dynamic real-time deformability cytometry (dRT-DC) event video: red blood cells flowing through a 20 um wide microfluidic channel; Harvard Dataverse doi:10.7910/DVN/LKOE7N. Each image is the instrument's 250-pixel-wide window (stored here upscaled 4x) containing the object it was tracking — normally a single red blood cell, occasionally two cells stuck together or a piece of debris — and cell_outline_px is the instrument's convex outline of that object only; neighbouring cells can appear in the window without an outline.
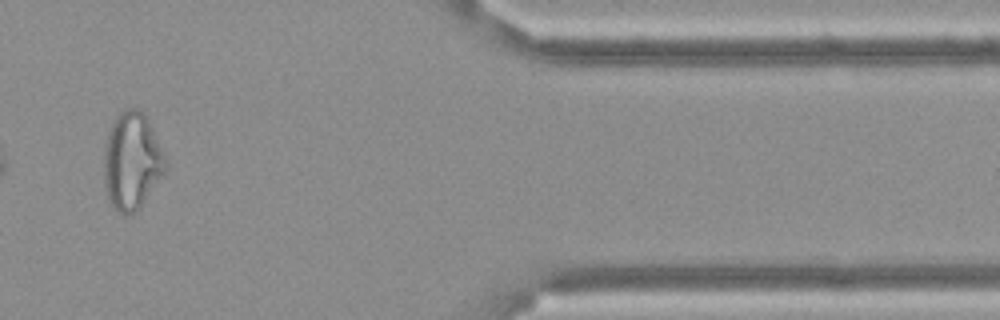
{"species": "Egyptian fruit bat (a non-hibernating species)", "species_latin": "Rousettus aegyptiacus", "temperature_condition": "cold", "stored_images_in_passage": 13, "camera_frame_rate_fps": 3000, "um_per_image_px": 0.085, "frame": {"image": 1, "passage_image": 11, "time_ms": 3.333, "image_size_px": [1000, 320], "cell_outline_px": [[168, 168], [140, 204], [132, 212], [124, 216], [116, 212], [112, 208], [108, 200], [104, 184], [104, 144], [112, 120], [124, 108], [140, 108], [144, 112], [152, 128], [168, 164]], "centroid_in_image_um": [11.17, 13.65], "position_along_channel_um": 400.2, "area_um2": 34.91}}